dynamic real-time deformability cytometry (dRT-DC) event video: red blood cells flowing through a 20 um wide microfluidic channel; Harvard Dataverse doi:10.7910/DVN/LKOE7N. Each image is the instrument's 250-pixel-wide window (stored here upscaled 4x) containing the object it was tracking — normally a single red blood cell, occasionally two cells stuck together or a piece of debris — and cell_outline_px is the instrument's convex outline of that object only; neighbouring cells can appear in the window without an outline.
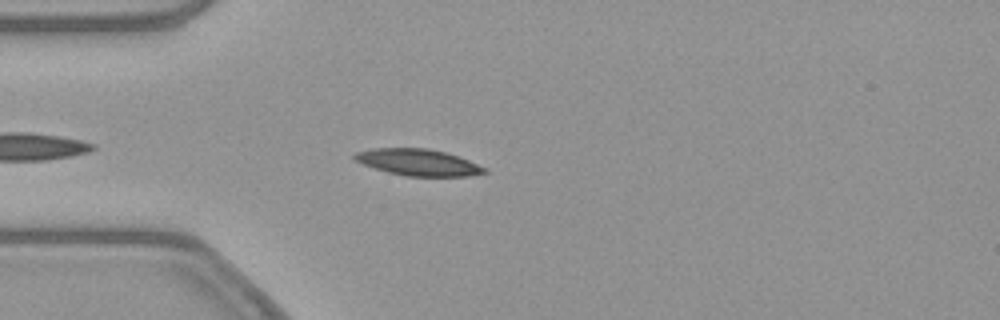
{"species": "common noctule bat (a hibernating species)", "species_latin": "Nyctalus noctula", "temperature_condition": "warm", "stored_images_in_passage": 36, "camera_frame_rate_fps": 3000, "um_per_image_px": 0.085, "animal": {"sex": "female", "body_mass_g": 21.9}, "frame": {"image": 1, "passage_image": 6, "time_ms": 1.667, "image_size_px": [1000, 320], "cell_outline_px": [[488, 172], [468, 176], [404, 176], [388, 172], [352, 160], [352, 156], [356, 152], [372, 148], [428, 148], [444, 152], [468, 160], [488, 168]], "centroid_in_image_um": [35.53, 13.8], "position_along_channel_um": 49.5, "area_um2": 20.06}}
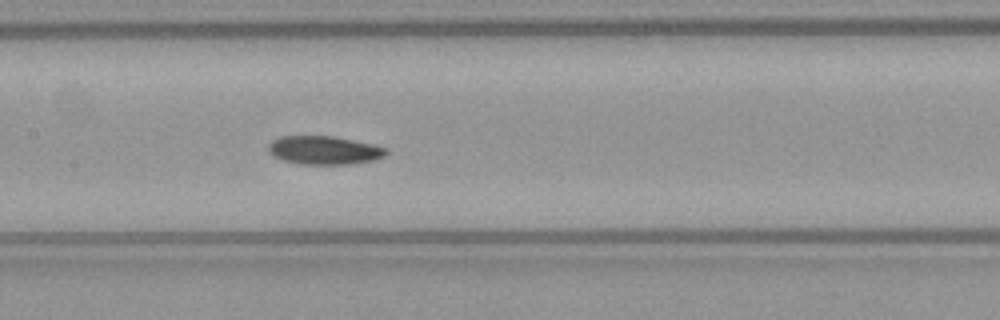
{"frame": {"image": 2, "passage_image": 17, "time_ms": 5.333, "image_size_px": [1000, 320], "cell_outline_px": [[388, 152], [384, 156], [372, 160], [352, 164], [300, 164], [284, 160], [272, 156], [268, 152], [268, 144], [272, 140], [280, 136], [332, 136], [376, 144], [388, 148]], "centroid_in_image_um": [27.56, 12.76], "position_along_channel_um": 179.8, "area_um2": 19.71}}
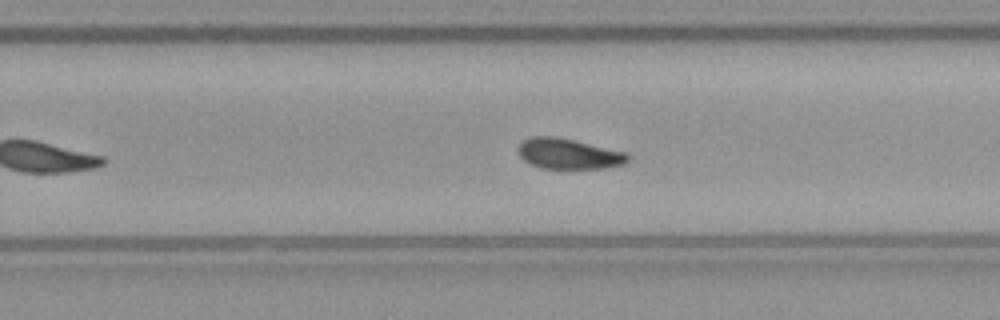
{"frame": {"image": 3, "passage_image": 25, "time_ms": 8.0, "image_size_px": [1000, 320], "cell_outline_px": [[628, 160], [624, 164], [604, 168], [540, 168], [524, 160], [520, 156], [516, 148], [524, 140], [532, 136], [556, 136], [624, 152], [628, 156]], "centroid_in_image_um": [48.28, 13.07], "position_along_channel_um": 281.5, "area_um2": 19.19}}